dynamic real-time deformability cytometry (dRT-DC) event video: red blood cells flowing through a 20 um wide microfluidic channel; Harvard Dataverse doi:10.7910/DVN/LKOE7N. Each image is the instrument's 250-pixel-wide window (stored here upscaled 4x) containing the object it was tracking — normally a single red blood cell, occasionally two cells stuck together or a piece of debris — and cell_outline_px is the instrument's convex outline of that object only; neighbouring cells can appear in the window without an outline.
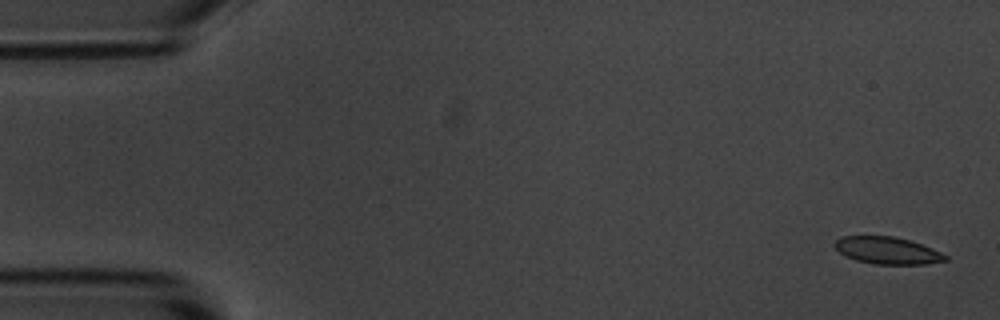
{"species": "common noctule bat (a hibernating species)", "species_latin": "Nyctalus noctula", "temperature_condition": "room temperature", "stored_images_in_passage": 6, "segment_of_instrument_passage": [2, 2], "camera_frame_rate_fps": 3000, "um_per_image_px": 0.085, "animal": {"sex": "male", "body_mass_g": 20.1, "forearm_length_mm": 53.5}, "frame": {"image": 1, "passage_image": 6, "time_ms": 6.0, "image_size_px": [1000, 320], "cell_outline_px": [[948, 260], [924, 264], [872, 264], [856, 260], [840, 252], [832, 244], [840, 236], [896, 236], [932, 248], [948, 256]], "centroid_in_image_um": [75.41, 21.29], "position_along_channel_um": 9.6, "area_um2": 17.4}}